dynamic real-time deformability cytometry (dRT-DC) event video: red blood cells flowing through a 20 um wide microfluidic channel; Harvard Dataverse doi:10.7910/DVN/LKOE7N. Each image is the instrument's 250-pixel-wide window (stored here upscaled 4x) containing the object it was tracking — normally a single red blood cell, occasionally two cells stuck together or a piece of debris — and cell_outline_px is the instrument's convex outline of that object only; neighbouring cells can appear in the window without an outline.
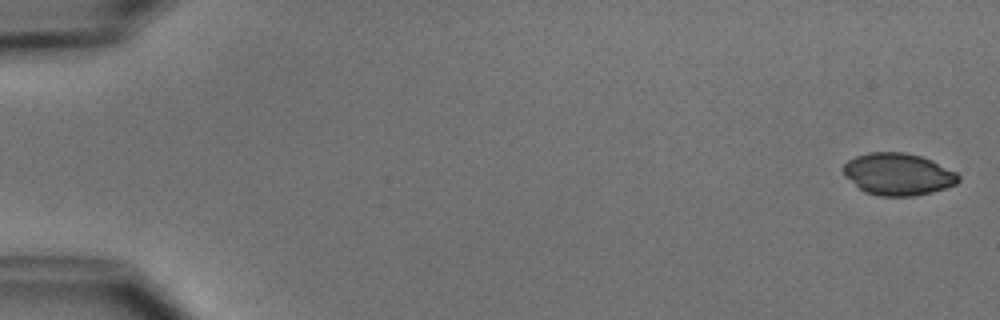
{"species": "common noctule bat (a hibernating species)", "species_latin": "Nyctalus noctula", "temperature_condition": "cold", "stored_images_in_passage": 5, "camera_frame_rate_fps": 3000, "um_per_image_px": 0.085, "animal": {"sex": "male", "body_mass_g": 15.6}, "frame": {"image": 1, "passage_image": 1, "time_ms": 0.0, "image_size_px": [1000, 320], "cell_outline_px": [[960, 180], [956, 184], [932, 192], [912, 196], [880, 196], [864, 192], [844, 176], [840, 168], [848, 160], [856, 156], [868, 152], [904, 152], [920, 156], [932, 160], [956, 172], [960, 176]], "centroid_in_image_um": [76.3, 14.8], "position_along_channel_um": 8.7, "area_um2": 28.38}}
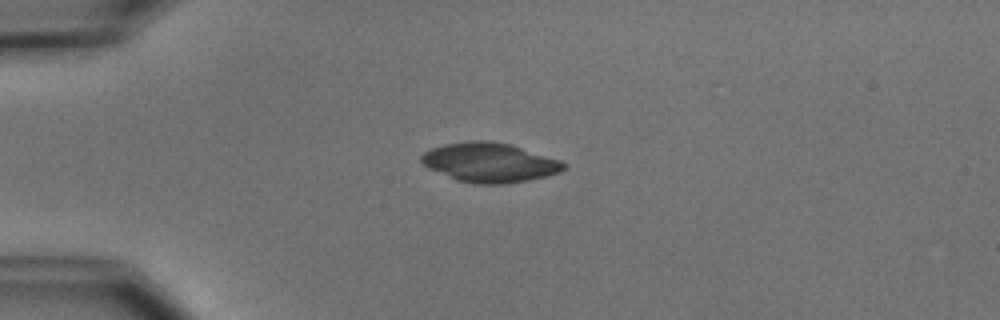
{"frame": {"image": 2, "passage_image": 4, "time_ms": 4.0, "image_size_px": [1000, 320], "cell_outline_px": [[568, 164], [560, 172], [548, 176], [528, 180], [504, 184], [476, 184], [456, 180], [428, 168], [420, 160], [420, 156], [424, 152], [432, 148], [444, 144], [468, 140], [488, 140], [508, 144], [560, 160]], "centroid_in_image_um": [41.6, 13.81], "position_along_channel_um": 43.4, "area_um2": 32.66}}